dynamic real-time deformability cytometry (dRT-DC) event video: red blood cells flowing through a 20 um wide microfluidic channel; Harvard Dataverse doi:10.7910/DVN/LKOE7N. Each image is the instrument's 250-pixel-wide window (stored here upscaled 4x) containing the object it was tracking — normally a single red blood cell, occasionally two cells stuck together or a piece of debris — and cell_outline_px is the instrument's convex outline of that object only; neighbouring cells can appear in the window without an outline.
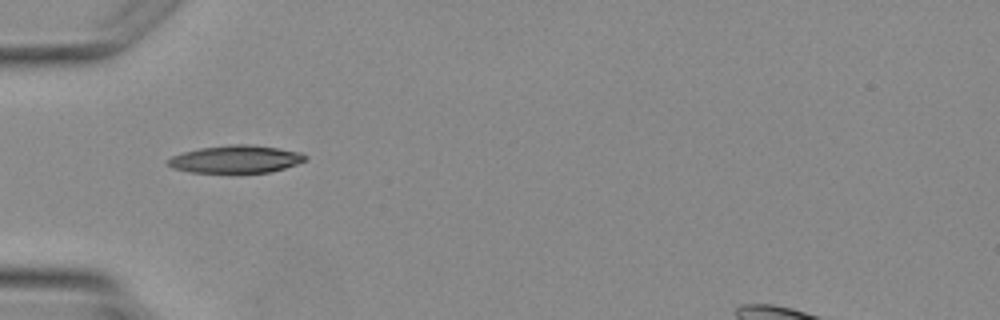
{"species": "Egyptian fruit bat (a non-hibernating species)", "species_latin": "Rousettus aegyptiacus", "temperature_condition": "warm", "stored_images_in_passage": 1, "camera_frame_rate_fps": 3000, "um_per_image_px": 0.085, "animal": {"sex": "female"}, "frame": {"image": 1, "passage_image": 1, "time_ms": 0.0, "image_size_px": [1000, 320], "cell_outline_px": [[308, 156], [304, 160], [296, 164], [284, 168], [268, 172], [192, 172], [172, 168], [168, 164], [168, 160], [172, 156], [184, 152], [200, 148], [232, 144], [252, 144], [300, 152]], "centroid_in_image_um": [20.04, 13.52], "position_along_channel_um": 65.0, "area_um2": 21.73}}